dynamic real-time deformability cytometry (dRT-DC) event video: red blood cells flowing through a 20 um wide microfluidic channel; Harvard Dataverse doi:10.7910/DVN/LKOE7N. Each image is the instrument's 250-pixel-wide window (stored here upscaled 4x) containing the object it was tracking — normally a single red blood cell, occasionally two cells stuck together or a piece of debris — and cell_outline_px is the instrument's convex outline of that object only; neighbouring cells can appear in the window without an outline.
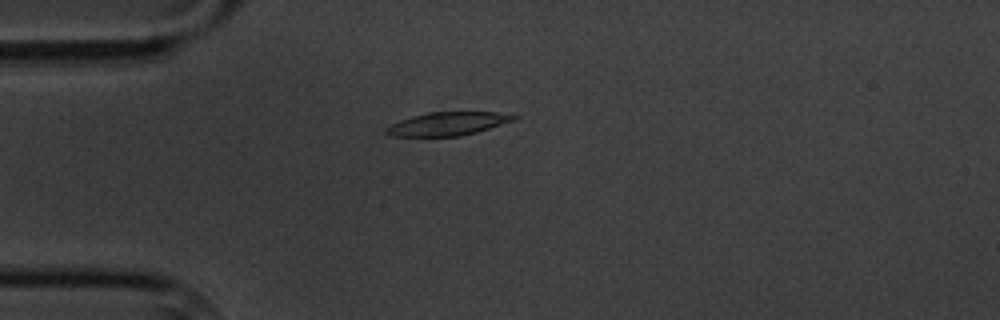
{"species": "common noctule bat (a hibernating species)", "species_latin": "Nyctalus noctula", "temperature_condition": "cold", "stored_images_in_passage": 3, "camera_frame_rate_fps": 3000, "um_per_image_px": 0.085, "animal": {"sex": "male", "body_mass_g": 20.1, "forearm_length_mm": 53.5}, "frame": {"image": 1, "passage_image": 2, "time_ms": 1.0, "image_size_px": [1000, 320], "cell_outline_px": [[520, 116], [516, 120], [476, 132], [460, 136], [392, 136], [384, 132], [384, 128], [400, 120], [412, 116], [428, 112], [496, 112]], "centroid_in_image_um": [38.06, 10.52], "position_along_channel_um": 46.9, "area_um2": 17.34}}
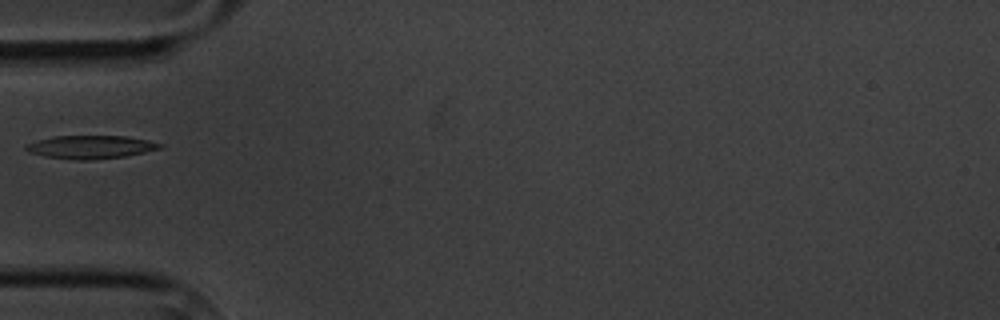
{"frame": {"image": 2, "passage_image": 3, "time_ms": 2.333, "image_size_px": [1000, 320], "cell_outline_px": [[164, 148], [124, 156], [92, 160], [76, 160], [44, 156], [28, 152], [24, 148], [24, 144], [36, 140], [52, 136], [124, 136], [148, 140], [164, 144]], "centroid_in_image_um": [7.68, 12.49], "position_along_channel_um": 77.3, "area_um2": 18.26}}